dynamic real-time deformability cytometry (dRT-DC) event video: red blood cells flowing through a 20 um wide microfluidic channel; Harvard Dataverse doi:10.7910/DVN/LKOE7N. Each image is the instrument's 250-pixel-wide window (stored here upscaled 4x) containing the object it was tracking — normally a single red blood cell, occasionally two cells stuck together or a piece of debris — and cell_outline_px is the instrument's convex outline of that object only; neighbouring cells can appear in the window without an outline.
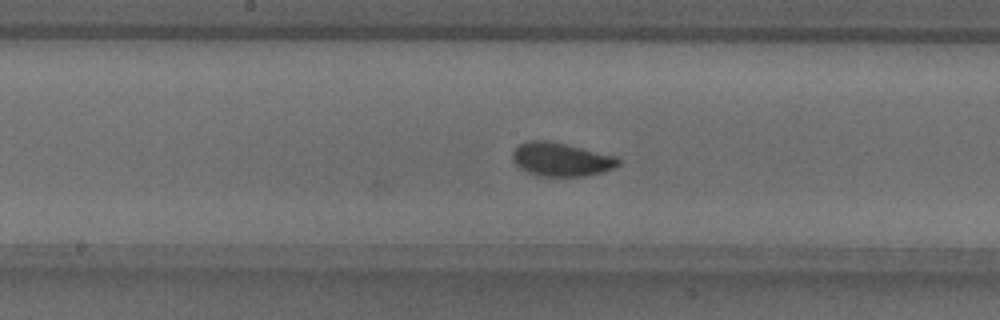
{"species": "common noctule bat (a hibernating species)", "species_latin": "Nyctalus noctula", "temperature_condition": "warm", "stored_images_in_passage": 33, "camera_frame_rate_fps": 3000, "um_per_image_px": 0.085, "animal": {"sex": "male", "body_mass_g": 18.8}, "frame": {"image": 1, "passage_image": 12, "time_ms": 3.667, "image_size_px": [1000, 320], "cell_outline_px": [[620, 164], [604, 172], [584, 176], [536, 176], [520, 168], [512, 160], [512, 152], [516, 144], [528, 140], [548, 140], [620, 156]], "centroid_in_image_um": [47.69, 13.53], "position_along_channel_um": 200.5, "area_um2": 21.15}, "authors_computed_cell_mechanics": {"area_um2": 19.7676, "velocity_mm_per_s": 3.8232, "shape_relaxation_time_tau1_ms": 3.9319, "shape_relaxation_time_tau2_ms": null, "deformation_change_tau1": 0.1226, "deformation_change_tau2": null}}